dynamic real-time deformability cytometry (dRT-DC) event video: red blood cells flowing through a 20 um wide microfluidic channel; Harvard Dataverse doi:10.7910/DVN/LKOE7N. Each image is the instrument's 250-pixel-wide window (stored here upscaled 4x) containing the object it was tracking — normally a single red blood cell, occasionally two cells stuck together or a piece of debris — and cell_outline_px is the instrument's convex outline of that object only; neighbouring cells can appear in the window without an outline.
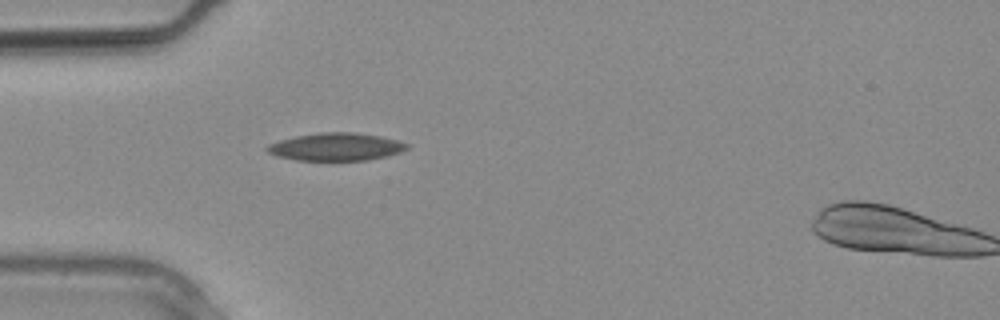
{"species": "common noctule bat (a hibernating species)", "species_latin": "Nyctalus noctula", "temperature_condition": "warm", "stored_images_in_passage": 3, "camera_frame_rate_fps": 3000, "um_per_image_px": 0.085, "animal": {"sex": "male", "body_mass_g": 20.4}, "frame": {"image": 1, "passage_image": 2, "time_ms": 0.333, "image_size_px": [1000, 320], "cell_outline_px": [[408, 148], [400, 152], [388, 156], [368, 160], [296, 160], [276, 156], [268, 152], [264, 148], [268, 144], [280, 140], [296, 136], [320, 132], [352, 132], [380, 136], [396, 140], [408, 144]], "centroid_in_image_um": [28.54, 12.48], "position_along_channel_um": 56.5, "area_um2": 22.54}}